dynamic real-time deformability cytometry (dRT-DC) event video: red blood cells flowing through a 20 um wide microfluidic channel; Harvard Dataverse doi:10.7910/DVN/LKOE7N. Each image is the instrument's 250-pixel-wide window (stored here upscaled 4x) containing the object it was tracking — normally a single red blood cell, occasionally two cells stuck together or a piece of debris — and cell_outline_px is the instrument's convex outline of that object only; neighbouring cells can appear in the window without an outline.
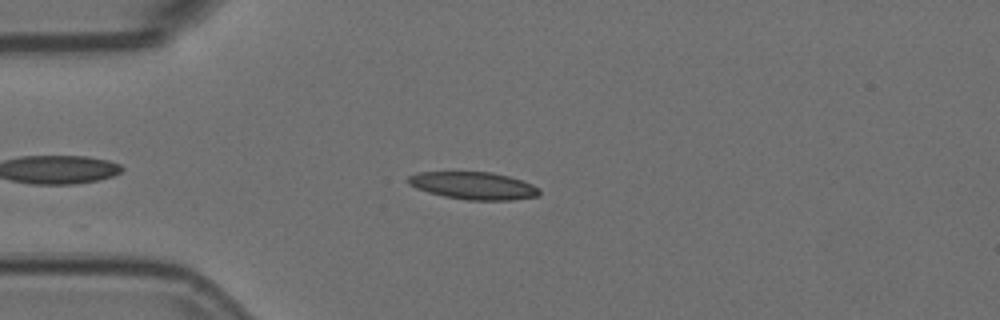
{"species": "Egyptian fruit bat (a non-hibernating species)", "species_latin": "Rousettus aegyptiacus", "temperature_condition": "room temperature", "stored_images_in_passage": 16, "camera_frame_rate_fps": 3000, "um_per_image_px": 0.085, "animal": {"sex": "female"}, "frame": {"image": 1, "passage_image": 2, "time_ms": 0.333, "image_size_px": [1000, 320], "cell_outline_px": [[540, 196], [512, 200], [468, 200], [444, 196], [428, 192], [416, 188], [408, 184], [404, 180], [408, 176], [420, 172], [492, 172], [508, 176], [532, 184], [540, 188]], "centroid_in_image_um": [40.24, 15.78], "position_along_channel_um": 44.8, "area_um2": 21.1}}
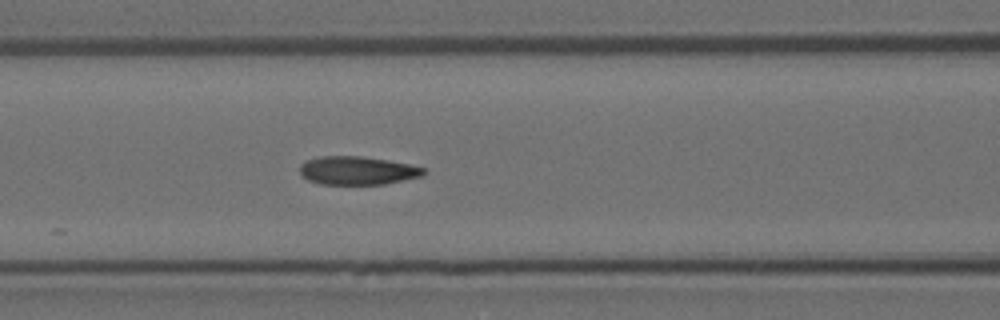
{"frame": {"image": 2, "passage_image": 11, "time_ms": 3.333, "image_size_px": [1000, 320], "cell_outline_px": [[424, 176], [384, 184], [320, 184], [308, 180], [300, 172], [300, 164], [304, 160], [320, 156], [360, 156], [388, 160], [408, 164], [424, 168]], "centroid_in_image_um": [30.36, 14.49], "position_along_channel_um": 136.2, "area_um2": 20.46}}
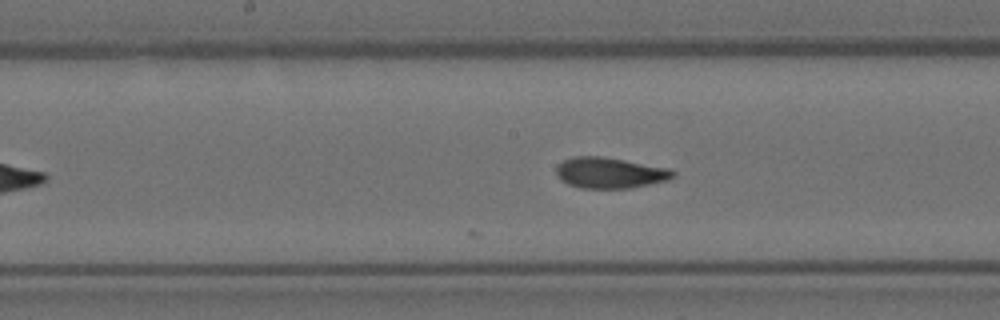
{"frame": {"image": 3, "passage_image": 16, "time_ms": 5.0, "image_size_px": [1000, 320], "cell_outline_px": [[676, 172], [668, 180], [628, 188], [580, 188], [568, 184], [560, 180], [556, 176], [556, 168], [564, 160], [572, 156], [600, 156], [672, 168]], "centroid_in_image_um": [51.82, 14.68], "position_along_channel_um": 196.4, "area_um2": 20.98}}